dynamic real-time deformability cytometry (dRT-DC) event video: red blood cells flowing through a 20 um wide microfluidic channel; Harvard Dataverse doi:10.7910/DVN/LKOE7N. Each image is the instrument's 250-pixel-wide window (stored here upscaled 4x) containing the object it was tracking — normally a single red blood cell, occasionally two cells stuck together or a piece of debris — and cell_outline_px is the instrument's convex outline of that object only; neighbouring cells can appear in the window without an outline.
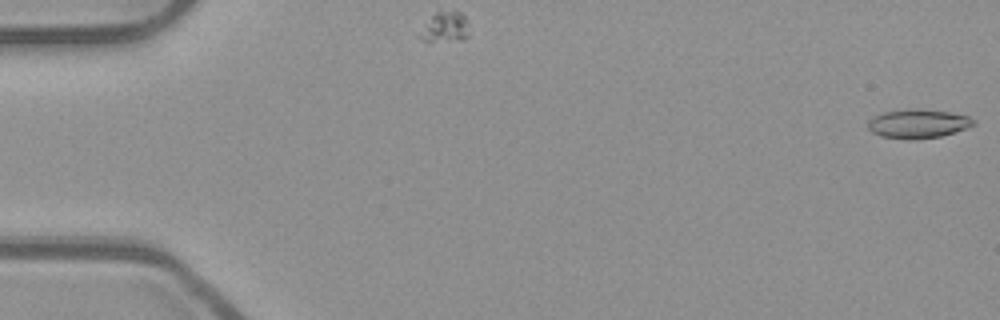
{"species": "common noctule bat (a hibernating species)", "species_latin": "Nyctalus noctula", "temperature_condition": "room temperature", "stored_images_in_passage": 54, "camera_frame_rate_fps": 3000, "um_per_image_px": 0.085, "animal": {"sex": "male", "body_mass_g": 23.1, "forearm_length_mm": 52.7}, "frame": {"image": 1, "passage_image": 1, "time_ms": 0.0, "image_size_px": [1000, 320], "cell_outline_px": [[976, 124], [968, 128], [940, 136], [912, 140], [908, 140], [880, 136], [872, 132], [868, 128], [868, 120], [884, 112], [912, 108], [920, 108], [948, 112], [968, 116], [976, 120]], "centroid_in_image_um": [78.05, 10.51], "position_along_channel_um": 7.0, "area_um2": 17.92}}
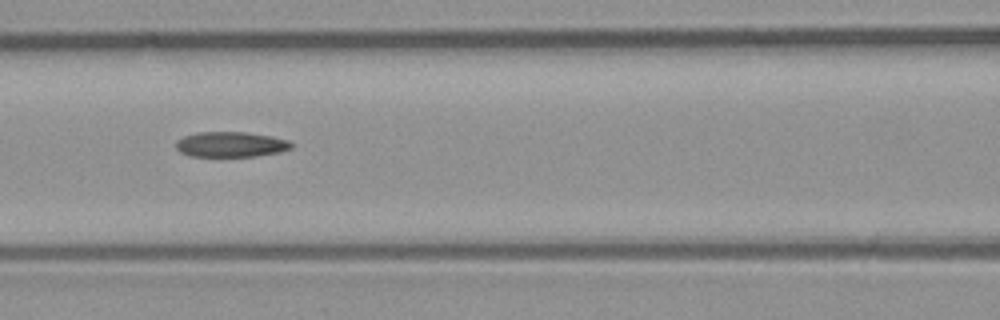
{"frame": {"image": 2, "passage_image": 24, "time_ms": 7.667, "image_size_px": [1000, 320], "cell_outline_px": [[292, 148], [280, 152], [256, 156], [188, 156], [180, 152], [176, 148], [176, 140], [184, 136], [196, 132], [244, 132], [272, 136], [288, 140], [292, 144]], "centroid_in_image_um": [19.6, 12.27], "position_along_channel_um": 147.0, "area_um2": 17.05}}
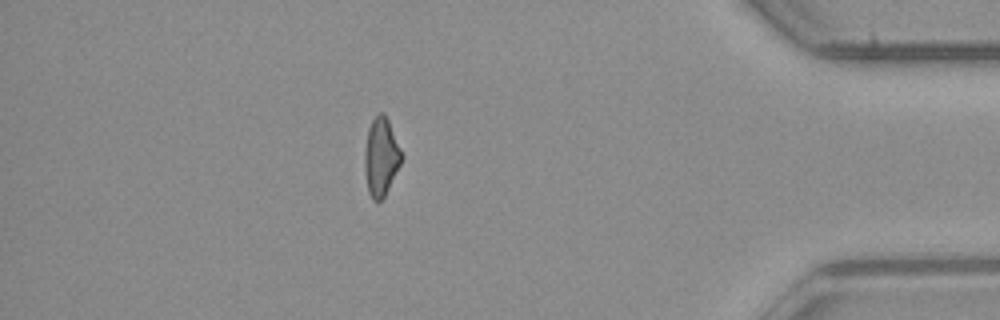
{"frame": {"image": 3, "passage_image": 47, "time_ms": 15.333, "image_size_px": [1000, 320], "cell_outline_px": [[404, 156], [384, 196], [380, 200], [372, 200], [368, 192], [364, 168], [364, 152], [368, 128], [372, 120], [380, 112], [384, 112], [388, 120]], "centroid_in_image_um": [32.38, 13.31], "position_along_channel_um": 402.8, "area_um2": 16.7}}